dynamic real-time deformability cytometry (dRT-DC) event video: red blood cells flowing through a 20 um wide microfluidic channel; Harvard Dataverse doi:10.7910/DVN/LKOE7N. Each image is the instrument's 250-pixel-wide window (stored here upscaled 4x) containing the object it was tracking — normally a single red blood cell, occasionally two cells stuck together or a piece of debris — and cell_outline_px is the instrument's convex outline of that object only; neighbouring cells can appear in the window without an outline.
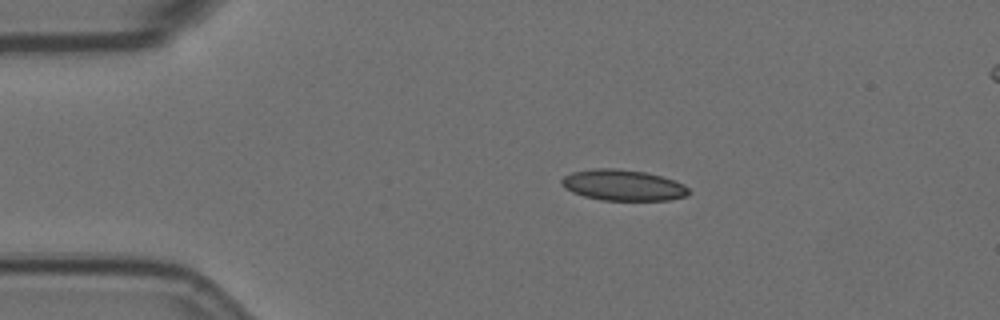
{"species": "Egyptian fruit bat (a non-hibernating species)", "species_latin": "Rousettus aegyptiacus", "temperature_condition": "room temperature", "stored_images_in_passage": 34, "camera_frame_rate_fps": 3000, "um_per_image_px": 0.085, "animal": {"sex": "female"}, "frame": {"image": 1, "passage_image": 1, "time_ms": 0.0, "image_size_px": [1000, 320], "cell_outline_px": [[692, 192], [688, 196], [668, 200], [600, 200], [584, 196], [572, 192], [564, 188], [560, 184], [560, 180], [564, 176], [572, 172], [592, 168], [616, 168], [644, 172], [660, 176], [684, 184]], "centroid_in_image_um": [52.94, 15.74], "position_along_channel_um": 32.1, "area_um2": 23.06}}
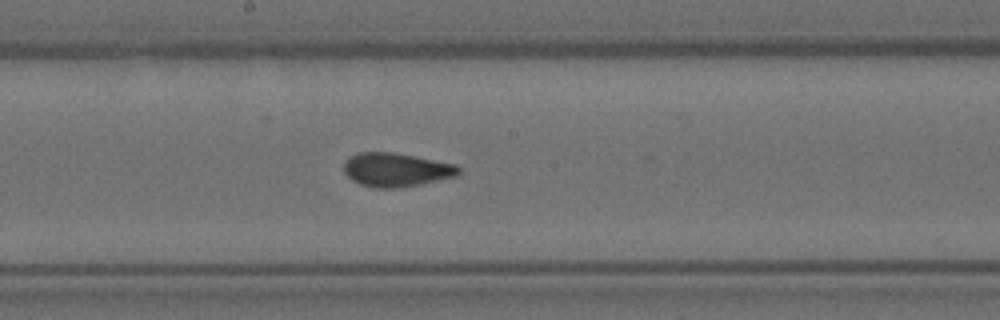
{"frame": {"image": 2, "passage_image": 20, "time_ms": 6.333, "image_size_px": [1000, 320], "cell_outline_px": [[460, 172], [456, 176], [420, 184], [400, 188], [372, 188], [360, 184], [352, 180], [344, 172], [344, 160], [348, 156], [360, 152], [392, 152], [456, 164], [460, 168]], "centroid_in_image_um": [33.64, 14.43], "position_along_channel_um": 214.6, "area_um2": 22.66}}
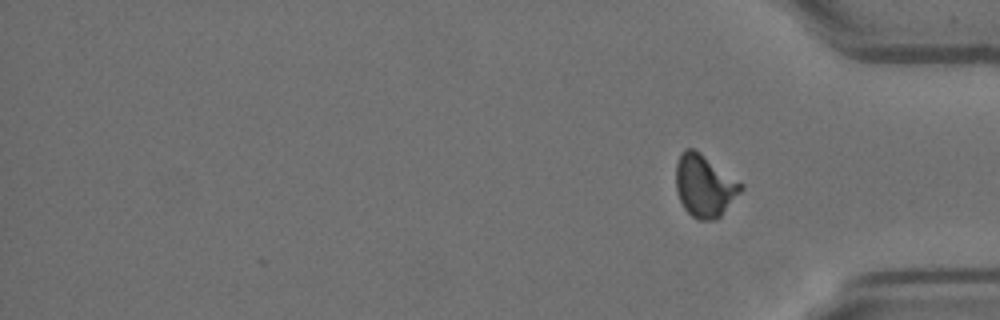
{"frame": {"image": 3, "passage_image": 34, "time_ms": 11.0, "image_size_px": [1000, 320], "cell_outline_px": [[744, 188], [720, 216], [716, 220], [700, 220], [692, 216], [684, 208], [676, 192], [676, 164], [680, 152], [684, 148], [692, 148], [700, 152], [744, 184]], "centroid_in_image_um": [59.87, 15.78], "position_along_channel_um": 375.3, "area_um2": 23.64}, "authors_computed_cell_mechanics": {"area_um2": 22.7443, "velocity_mm_per_s": 3.5702, "shape_relaxation_time_tau1_ms": 10.7993, "shape_relaxation_time_tau2_ms": 1.2422, "deformation_change_tau1": 0.1969, "deformation_change_tau2": 0.0563}}